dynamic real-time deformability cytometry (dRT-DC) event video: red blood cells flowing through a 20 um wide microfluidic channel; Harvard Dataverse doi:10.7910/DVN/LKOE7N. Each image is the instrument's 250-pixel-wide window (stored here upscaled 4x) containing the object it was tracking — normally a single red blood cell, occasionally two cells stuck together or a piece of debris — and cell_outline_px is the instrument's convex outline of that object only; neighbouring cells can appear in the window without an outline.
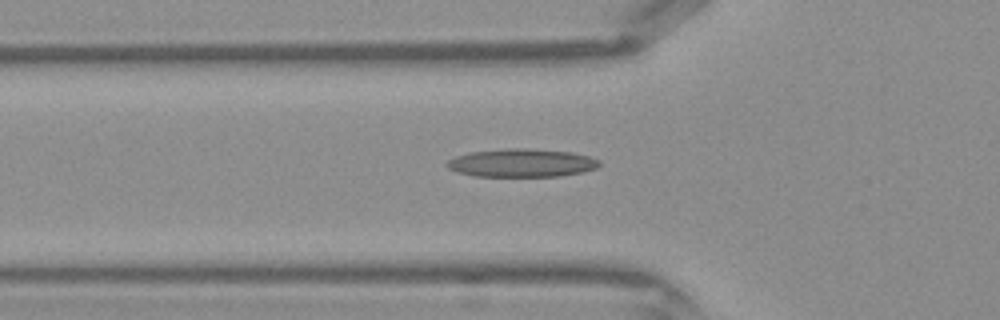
{"species": "Egyptian fruit bat (a non-hibernating species)", "species_latin": "Rousettus aegyptiacus", "temperature_condition": "warm", "stored_images_in_passage": 40, "camera_frame_rate_fps": 3000, "um_per_image_px": 0.085, "frame": {"image": 1, "passage_image": 14, "time_ms": 4.333, "image_size_px": [1000, 320], "cell_outline_px": [[600, 164], [596, 168], [584, 172], [560, 176], [476, 176], [456, 172], [448, 168], [444, 164], [448, 160], [456, 156], [468, 152], [508, 148], [524, 148], [572, 152], [588, 156], [600, 160]], "centroid_in_image_um": [44.32, 13.85], "position_along_channel_um": 81.5, "area_um2": 25.14}}
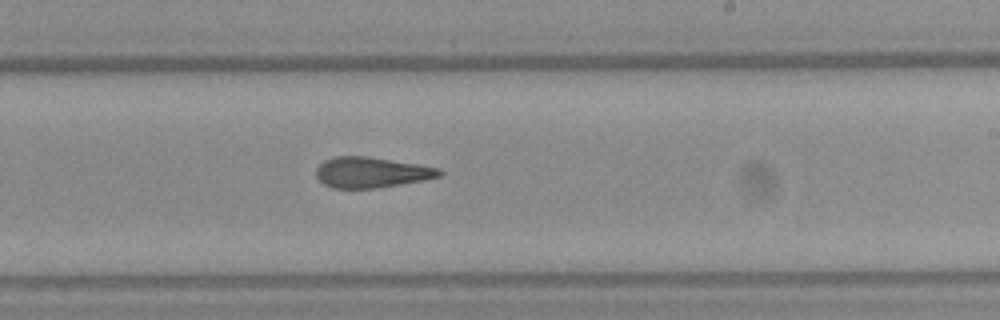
{"frame": {"image": 2, "passage_image": 25, "time_ms": 8.0, "image_size_px": [1000, 320], "cell_outline_px": [[444, 172], [440, 176], [424, 180], [376, 188], [332, 188], [324, 184], [316, 176], [316, 168], [324, 160], [336, 156], [368, 156], [420, 164], [440, 168]], "centroid_in_image_um": [31.58, 14.64], "position_along_channel_um": 257.4, "area_um2": 22.08}}
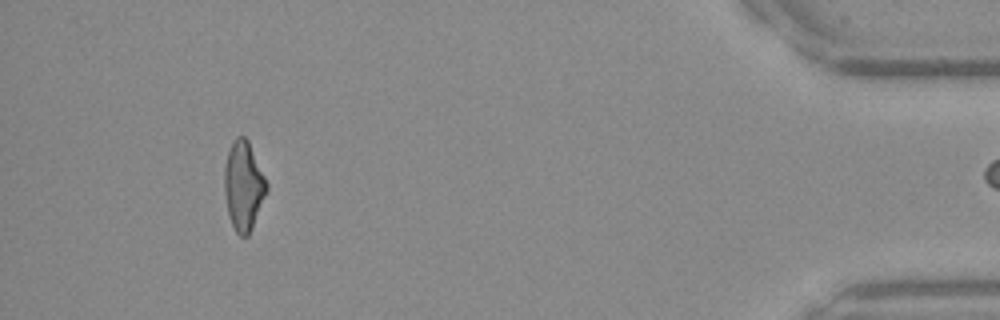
{"frame": {"image": 3, "passage_image": 39, "time_ms": 12.667, "image_size_px": [1000, 320], "cell_outline_px": [[268, 192], [252, 228], [248, 236], [240, 236], [236, 232], [228, 216], [224, 192], [224, 168], [228, 152], [232, 140], [236, 136], [244, 136], [248, 140], [268, 184]], "centroid_in_image_um": [20.7, 15.8], "position_along_channel_um": 414.5, "area_um2": 22.14}}